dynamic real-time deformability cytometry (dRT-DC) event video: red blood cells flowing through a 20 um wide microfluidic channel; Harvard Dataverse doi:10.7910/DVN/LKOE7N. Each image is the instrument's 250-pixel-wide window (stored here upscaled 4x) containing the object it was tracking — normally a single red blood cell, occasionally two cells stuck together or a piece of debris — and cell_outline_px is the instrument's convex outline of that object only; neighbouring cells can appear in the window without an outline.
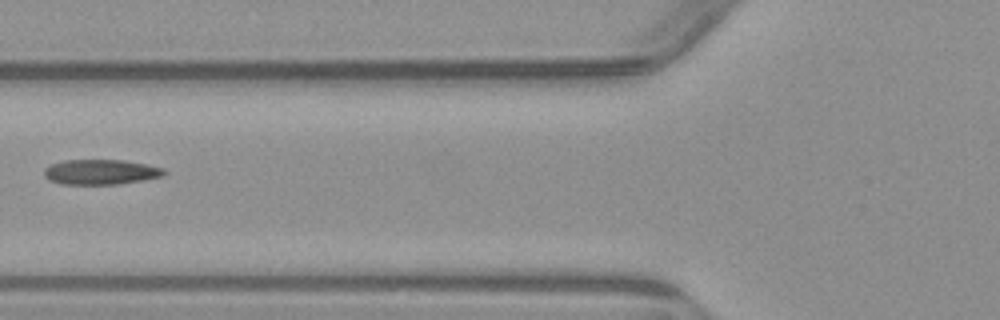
{"species": "common noctule bat (a hibernating species)", "species_latin": "Nyctalus noctula", "temperature_condition": "warm", "stored_images_in_passage": 3, "camera_frame_rate_fps": 3000, "um_per_image_px": 0.085, "animal": {"sex": "male", "body_mass_g": 23.1, "forearm_length_mm": 52.7}, "frame": {"image": 1, "passage_image": 2, "time_ms": 1.333, "image_size_px": [1000, 320], "cell_outline_px": [[168, 172], [164, 176], [116, 184], [60, 184], [48, 180], [44, 176], [44, 168], [52, 164], [64, 160], [124, 160], [148, 164], [164, 168]], "centroid_in_image_um": [8.57, 14.61], "position_along_channel_um": 117.2, "area_um2": 17.63}}
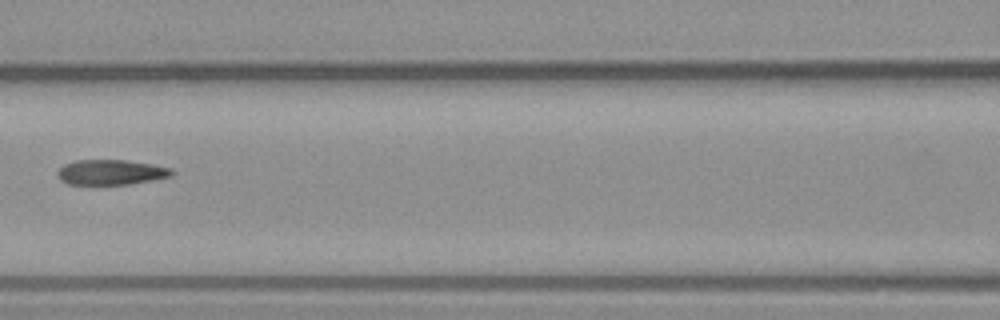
{"frame": {"image": 2, "passage_image": 3, "time_ms": 2.333, "image_size_px": [1000, 320], "cell_outline_px": [[176, 172], [172, 176], [152, 180], [128, 184], [68, 184], [60, 180], [56, 172], [64, 164], [76, 160], [124, 160], [152, 164], [172, 168]], "centroid_in_image_um": [9.45, 14.64], "position_along_channel_um": 157.2, "area_um2": 16.76}}